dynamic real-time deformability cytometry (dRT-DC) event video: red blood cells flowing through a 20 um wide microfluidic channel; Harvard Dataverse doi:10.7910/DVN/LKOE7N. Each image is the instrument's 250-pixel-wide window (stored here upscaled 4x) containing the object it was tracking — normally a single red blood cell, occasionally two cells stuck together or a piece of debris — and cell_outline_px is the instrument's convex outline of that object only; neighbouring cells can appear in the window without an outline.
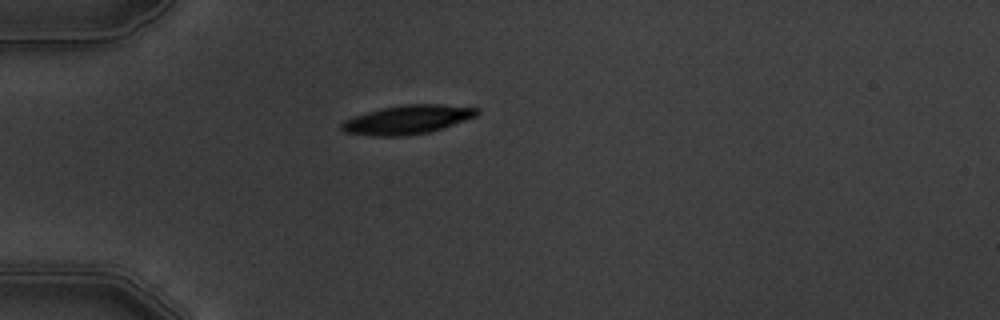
{"species": "common noctule bat (a hibernating species)", "species_latin": "Nyctalus noctula", "temperature_condition": "warm", "stored_images_in_passage": 1, "camera_frame_rate_fps": 3000, "um_per_image_px": 0.085, "animal": {"sex": "male", "body_mass_g": 19.5, "forearm_length_mm": 54.6}, "frame": {"image": 1, "passage_image": 1, "time_ms": 0.0, "image_size_px": [1000, 320], "cell_outline_px": [[480, 112], [476, 116], [428, 132], [404, 136], [372, 136], [344, 132], [340, 128], [340, 124], [344, 120], [380, 108], [408, 104], [440, 104], [480, 108]], "centroid_in_image_um": [34.61, 10.17], "position_along_channel_um": 50.4, "area_um2": 22.54}}